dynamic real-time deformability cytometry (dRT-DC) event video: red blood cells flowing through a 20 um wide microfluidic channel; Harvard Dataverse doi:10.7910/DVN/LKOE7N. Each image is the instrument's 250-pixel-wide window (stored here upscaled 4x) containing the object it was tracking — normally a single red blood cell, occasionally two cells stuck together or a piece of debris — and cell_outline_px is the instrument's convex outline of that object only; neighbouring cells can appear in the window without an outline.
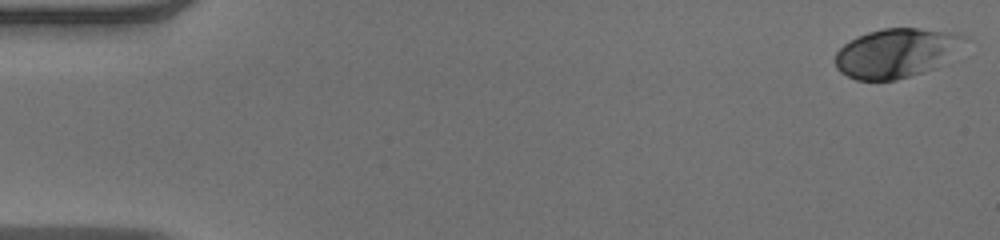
{"species": "human", "species_latin": "Homo sapiens", "temperature_condition": "warm", "stored_images_in_passage": 52, "camera_frame_rate_fps": 3000, "um_per_image_px": 0.085, "donor": {"sex": "male"}, "frame": {"image": 1, "passage_image": 1, "time_ms": 0.0, "image_size_px": [1000, 240], "cell_outline_px": [[964, 36], [936, 68], [924, 72], [896, 80], [856, 80], [840, 72], [836, 68], [836, 52], [844, 44], [868, 32], [884, 28], [920, 28], [952, 32]], "centroid_in_image_um": [76.06, 4.52], "position_along_channel_um": 8.9, "area_um2": 35.89}}
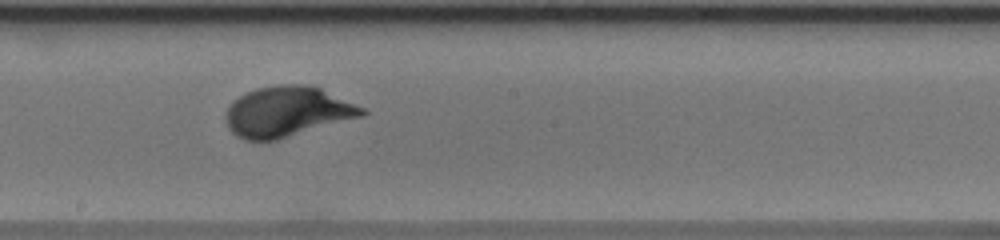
{"frame": {"image": 2, "passage_image": 29, "time_ms": 9.333, "image_size_px": [1000, 240], "cell_outline_px": [[368, 112], [364, 116], [276, 140], [244, 140], [236, 136], [228, 128], [224, 116], [228, 108], [240, 96], [256, 88], [276, 84], [308, 84], [320, 88], [364, 108]], "centroid_in_image_um": [24.42, 9.49], "position_along_channel_um": 223.8, "area_um2": 39.82}}
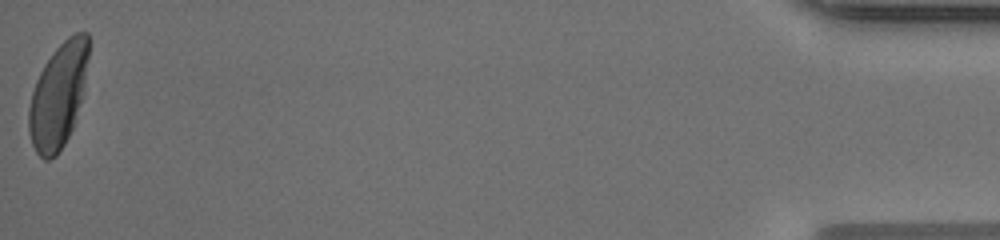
{"frame": {"image": 3, "passage_image": 52, "time_ms": 17.0, "image_size_px": [1000, 240], "cell_outline_px": [[88, 56], [84, 88], [76, 120], [64, 144], [56, 156], [48, 160], [44, 160], [36, 152], [32, 144], [28, 132], [28, 108], [32, 92], [36, 80], [44, 64], [56, 48], [68, 36], [76, 32], [88, 32]], "centroid_in_image_um": [4.94, 8.14], "position_along_channel_um": 430.3, "area_um2": 36.47}, "authors_computed_cell_mechanics": {"area_um2": 36.8764, "velocity_mm_per_s": 3.9368, "shape_relaxation_time_tau1_ms": 2.4122, "shape_relaxation_time_tau2_ms": null, "deformation_change_tau1": 0.167, "deformation_change_tau2": null}}